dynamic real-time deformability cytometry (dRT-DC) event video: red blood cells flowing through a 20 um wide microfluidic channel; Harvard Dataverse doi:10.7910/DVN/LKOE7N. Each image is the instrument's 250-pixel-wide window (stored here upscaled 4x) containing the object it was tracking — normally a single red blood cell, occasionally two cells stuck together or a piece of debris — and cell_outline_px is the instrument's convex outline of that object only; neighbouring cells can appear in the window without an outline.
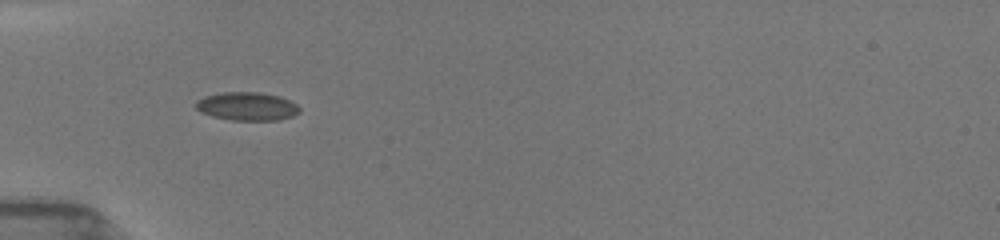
{"species": "common noctule bat (a hibernating species)", "species_latin": "Nyctalus noctula", "temperature_condition": "room temperature", "stored_images_in_passage": 44, "camera_frame_rate_fps": 3000, "um_per_image_px": 0.085, "animal": {"sex": "female", "body_mass_g": 19.5, "forearm_length_mm": 54.1}, "frame": {"image": 1, "passage_image": 1, "time_ms": 0.0, "image_size_px": [1000, 240], "cell_outline_px": [[300, 112], [292, 116], [280, 120], [232, 120], [212, 116], [200, 112], [196, 108], [196, 100], [204, 96], [224, 92], [260, 92], [280, 96], [296, 104], [300, 108]], "centroid_in_image_um": [21.0, 9.03], "position_along_channel_um": 64.0, "area_um2": 17.17}}
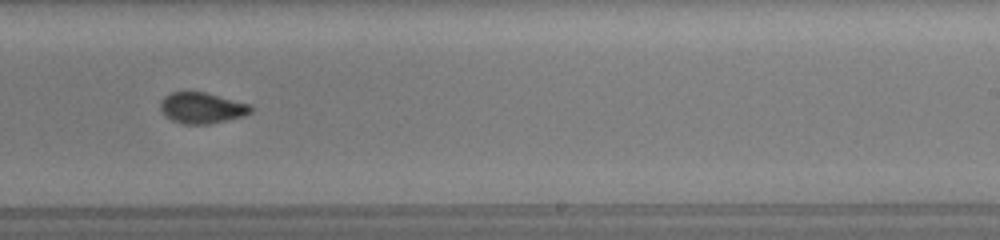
{"frame": {"image": 2, "passage_image": 25, "time_ms": 5.333, "image_size_px": [1000, 240], "cell_outline_px": [[252, 112], [244, 116], [228, 120], [208, 124], [184, 124], [172, 120], [164, 116], [160, 112], [160, 100], [164, 96], [172, 92], [204, 92], [252, 104]], "centroid_in_image_um": [17.15, 9.18], "position_along_channel_um": 271.8, "area_um2": 16.53}}
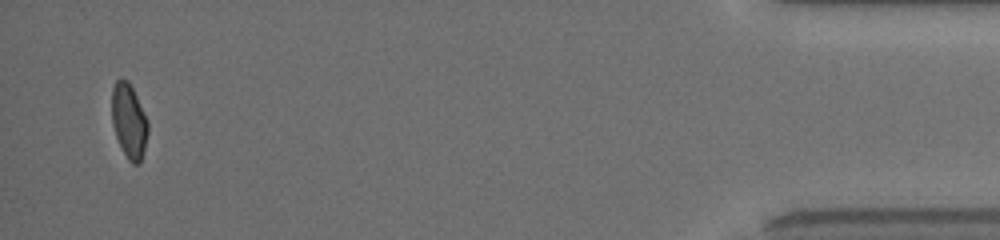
{"frame": {"image": 3, "passage_image": 44, "time_ms": 11.0, "image_size_px": [1000, 240], "cell_outline_px": [[148, 132], [140, 164], [132, 164], [128, 160], [116, 136], [112, 124], [112, 88], [116, 80], [128, 80], [148, 120]], "centroid_in_image_um": [10.96, 10.3], "position_along_channel_um": 424.2, "area_um2": 15.49}, "authors_computed_cell_mechanics": {"area_um2": 16.8198, "velocity_mm_per_s": 3.9802, "shape_relaxation_time_tau1_ms": 10.1543, "shape_relaxation_time_tau2_ms": 1.6992, "deformation_change_tau1": 0.1698, "deformation_change_tau2": 0.0512}}